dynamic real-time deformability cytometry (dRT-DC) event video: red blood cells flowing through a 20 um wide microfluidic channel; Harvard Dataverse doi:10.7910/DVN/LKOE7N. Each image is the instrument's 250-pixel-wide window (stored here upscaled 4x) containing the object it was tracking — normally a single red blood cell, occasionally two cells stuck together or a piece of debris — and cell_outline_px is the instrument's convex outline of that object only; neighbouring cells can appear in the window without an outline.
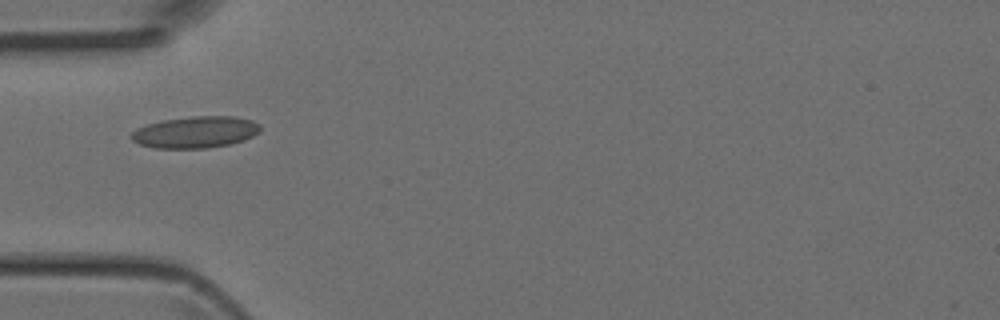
{"species": "Egyptian fruit bat (a non-hibernating species)", "species_latin": "Rousettus aegyptiacus", "temperature_condition": "room temperature", "stored_images_in_passage": 2, "camera_frame_rate_fps": 3000, "um_per_image_px": 0.085, "animal": {"sex": "female"}, "frame": {"image": 1, "passage_image": 1, "time_ms": 0.0, "image_size_px": [1000, 320], "cell_outline_px": [[260, 128], [252, 136], [244, 140], [228, 144], [208, 148], [156, 148], [140, 144], [132, 140], [132, 132], [136, 128], [160, 120], [192, 116], [232, 116], [252, 120], [260, 124]], "centroid_in_image_um": [16.6, 11.22], "position_along_channel_um": 68.4, "area_um2": 23.64}}
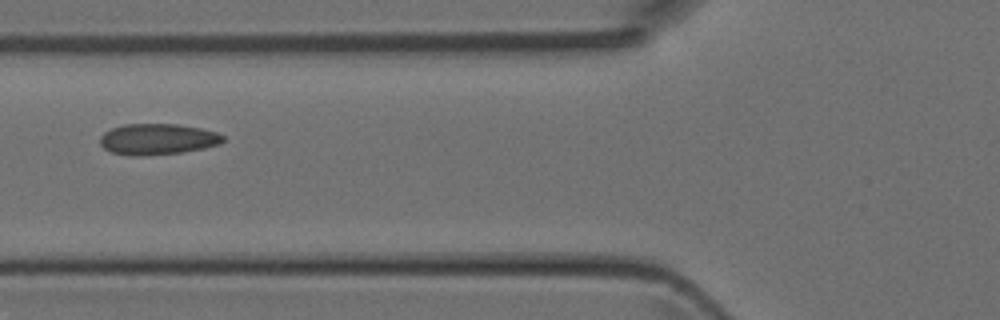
{"frame": {"image": 2, "passage_image": 2, "time_ms": 0.333, "image_size_px": [1000, 320], "cell_outline_px": [[224, 140], [220, 144], [204, 148], [180, 152], [140, 156], [132, 156], [112, 152], [104, 148], [100, 144], [100, 136], [104, 132], [112, 128], [124, 124], [180, 124], [200, 128], [216, 132], [224, 136]], "centroid_in_image_um": [13.39, 11.82], "position_along_channel_um": 112.4, "area_um2": 22.2}}